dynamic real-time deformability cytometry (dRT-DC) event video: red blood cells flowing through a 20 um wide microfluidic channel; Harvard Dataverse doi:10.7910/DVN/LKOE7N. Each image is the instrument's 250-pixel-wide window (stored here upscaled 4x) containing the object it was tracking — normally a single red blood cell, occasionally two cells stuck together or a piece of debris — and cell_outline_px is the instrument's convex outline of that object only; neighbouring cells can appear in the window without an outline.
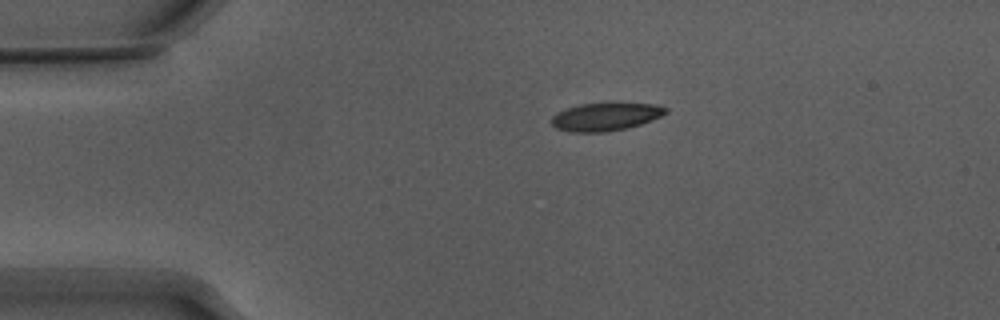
{"species": "Egyptian fruit bat (a non-hibernating species)", "species_latin": "Rousettus aegyptiacus", "temperature_condition": "warm", "stored_images_in_passage": 43, "camera_frame_rate_fps": 3000, "um_per_image_px": 0.085, "animal": {"sex": "male"}, "frame": {"image": 1, "passage_image": 1, "time_ms": 0.0, "image_size_px": [1000, 320], "cell_outline_px": [[668, 112], [652, 120], [628, 128], [604, 132], [572, 132], [556, 128], [552, 124], [552, 116], [556, 112], [580, 104], [656, 104], [668, 108]], "centroid_in_image_um": [51.47, 9.93], "position_along_channel_um": 33.5, "area_um2": 18.32}}
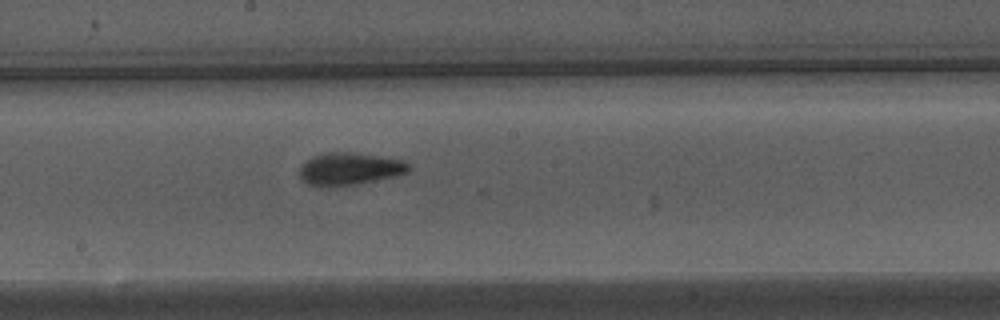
{"frame": {"image": 2, "passage_image": 19, "time_ms": 6.0, "image_size_px": [1000, 320], "cell_outline_px": [[412, 168], [408, 172], [396, 176], [356, 184], [308, 184], [300, 176], [300, 164], [312, 156], [328, 152], [348, 152], [404, 160], [412, 164]], "centroid_in_image_um": [29.78, 14.31], "position_along_channel_um": 218.4, "area_um2": 20.11}}
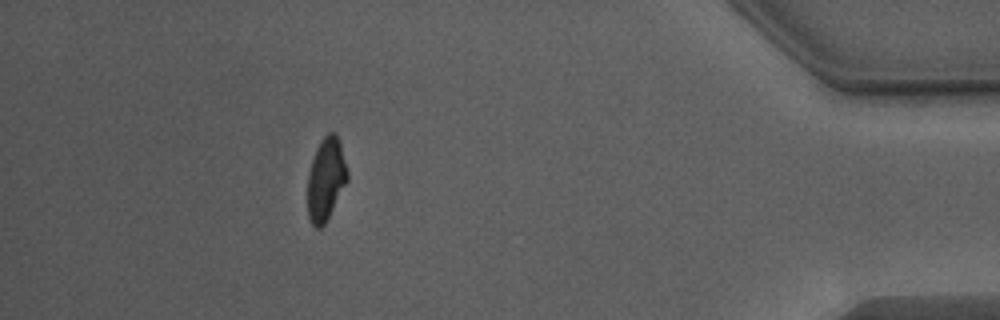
{"frame": {"image": 3, "passage_image": 38, "time_ms": 12.333, "image_size_px": [1000, 320], "cell_outline_px": [[348, 180], [324, 224], [320, 228], [316, 228], [312, 224], [308, 216], [308, 172], [316, 148], [320, 140], [328, 132], [336, 132], [340, 144], [348, 172]], "centroid_in_image_um": [27.7, 15.2], "position_along_channel_um": 407.5, "area_um2": 19.02}, "authors_computed_cell_mechanics": {"area_um2": 19.8254, "velocity_mm_per_s": 3.8577, "shape_relaxation_time_tau1_ms": 3.9557, "shape_relaxation_time_tau2_ms": 0.7521, "deformation_change_tau1": 0.1861, "deformation_change_tau2": 0.0636}}